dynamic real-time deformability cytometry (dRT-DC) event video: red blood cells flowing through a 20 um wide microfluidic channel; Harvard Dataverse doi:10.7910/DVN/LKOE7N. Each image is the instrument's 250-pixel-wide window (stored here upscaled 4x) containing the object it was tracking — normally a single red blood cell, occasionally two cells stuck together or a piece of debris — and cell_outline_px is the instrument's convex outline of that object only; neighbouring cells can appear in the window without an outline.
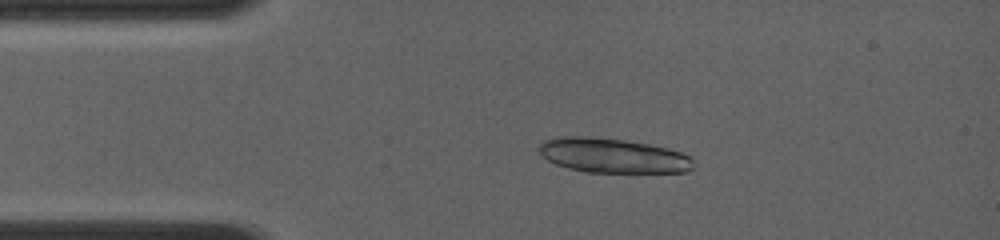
{"species": "common noctule bat (a hibernating species)", "species_latin": "Nyctalus noctula", "temperature_condition": "room temperature", "stored_images_in_passage": 3, "camera_frame_rate_fps": 4000, "um_per_image_px": 0.085, "animal": {"sex": "female", "body_mass_g": 19.0, "forearm_length_mm": 56.7}, "frame": {"image": 1, "passage_image": 3, "time_ms": 2.0, "image_size_px": [1000, 240], "cell_outline_px": [[696, 168], [688, 172], [584, 172], [568, 168], [556, 164], [548, 160], [536, 148], [540, 140], [556, 136], [588, 136], [624, 140], [648, 144], [668, 148], [680, 152], [688, 156], [696, 164]], "centroid_in_image_um": [52.06, 13.21], "position_along_channel_um": 32.9, "area_um2": 31.5}}